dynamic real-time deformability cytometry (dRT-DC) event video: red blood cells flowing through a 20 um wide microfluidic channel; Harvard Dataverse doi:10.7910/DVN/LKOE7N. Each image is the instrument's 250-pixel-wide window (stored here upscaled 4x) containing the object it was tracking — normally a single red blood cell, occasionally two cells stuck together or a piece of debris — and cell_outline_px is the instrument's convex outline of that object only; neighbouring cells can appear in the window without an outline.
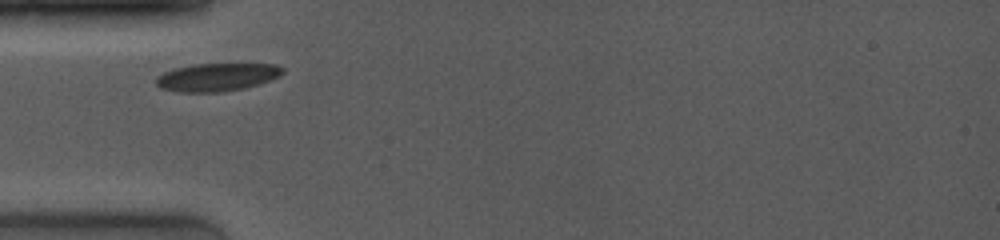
{"species": "common noctule bat (a hibernating species)", "species_latin": "Nyctalus noctula", "temperature_condition": "room temperature", "stored_images_in_passage": 23, "camera_frame_rate_fps": 4000, "um_per_image_px": 0.085, "animal": {"sex": "female", "body_mass_g": 19.0, "forearm_length_mm": 53.3}, "frame": {"image": 1, "passage_image": 1, "time_ms": 0.0, "image_size_px": [1000, 240], "cell_outline_px": [[284, 72], [280, 76], [244, 88], [220, 92], [180, 92], [160, 88], [156, 84], [156, 76], [164, 72], [176, 68], [192, 64], [276, 64], [284, 68]], "centroid_in_image_um": [18.42, 6.55], "position_along_channel_um": 66.6, "area_um2": 20.52}}
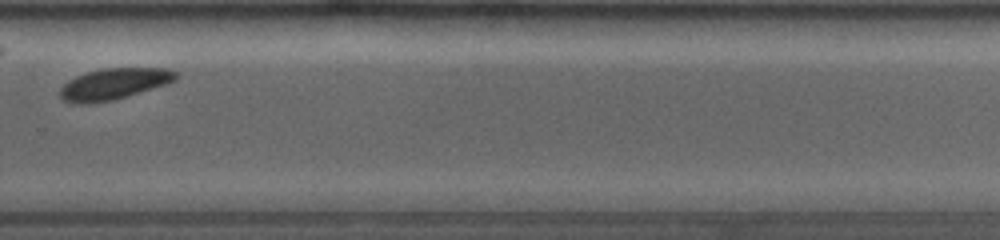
{"frame": {"image": 2, "passage_image": 17, "time_ms": 6.5, "image_size_px": [1000, 240], "cell_outline_px": [[180, 76], [176, 80], [164, 84], [112, 100], [88, 104], [72, 104], [64, 100], [60, 96], [60, 88], [68, 80], [76, 76], [88, 72], [104, 68], [168, 68], [176, 72]], "centroid_in_image_um": [9.65, 7.13], "position_along_channel_um": 320.1, "area_um2": 20.87}}
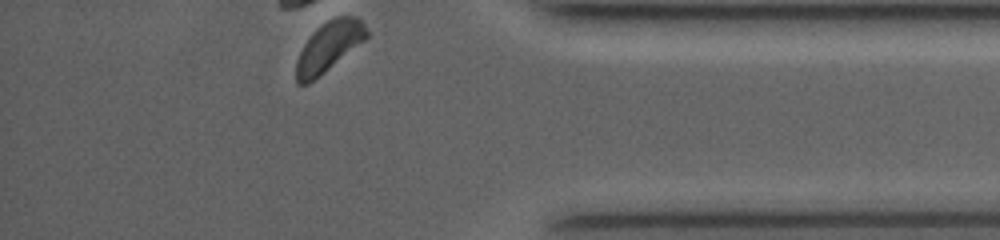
{"frame": {"image": 3, "passage_image": 23, "time_ms": 9.0, "image_size_px": [1000, 240], "cell_outline_px": [[368, 36], [364, 40], [324, 72], [308, 84], [296, 84], [296, 60], [304, 44], [312, 32], [316, 28], [328, 20], [336, 16], [356, 16], [364, 24], [368, 32]], "centroid_in_image_um": [27.93, 3.95], "position_along_channel_um": 407.3, "area_um2": 20.11}, "authors_computed_cell_mechanics": {"area_um2": 20.7502, "velocity_mm_per_s": 3.9068, "shape_relaxation_time_tau1_ms": 4.1921, "shape_relaxation_time_tau2_ms": null, "deformation_change_tau1": 0.1019, "deformation_change_tau2": null}}